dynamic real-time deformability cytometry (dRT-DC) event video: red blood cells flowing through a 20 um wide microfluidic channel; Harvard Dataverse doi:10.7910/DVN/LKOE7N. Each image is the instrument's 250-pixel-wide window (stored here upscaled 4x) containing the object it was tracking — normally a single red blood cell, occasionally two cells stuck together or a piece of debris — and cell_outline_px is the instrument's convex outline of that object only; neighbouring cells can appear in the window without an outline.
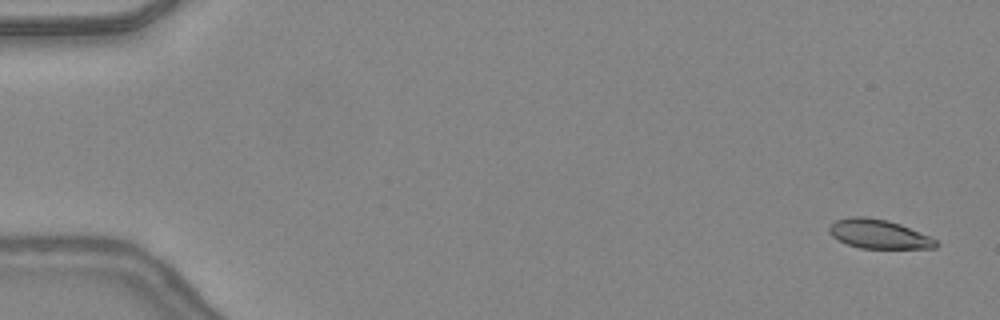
{"species": "common noctule bat (a hibernating species)", "species_latin": "Nyctalus noctula", "temperature_condition": "warm", "stored_images_in_passage": 17, "camera_frame_rate_fps": 3000, "um_per_image_px": 0.085, "animal": {"sex": "female", "body_mass_g": 24.6, "forearm_length_mm": 56.2}, "frame": {"image": 1, "passage_image": 2, "time_ms": 0.333, "image_size_px": [1000, 320], "cell_outline_px": [[940, 244], [936, 248], [860, 248], [848, 244], [832, 236], [828, 232], [828, 228], [836, 220], [852, 216], [864, 216], [888, 220], [900, 224], [928, 236], [936, 240]], "centroid_in_image_um": [74.68, 19.89], "position_along_channel_um": 10.3, "area_um2": 17.92}}
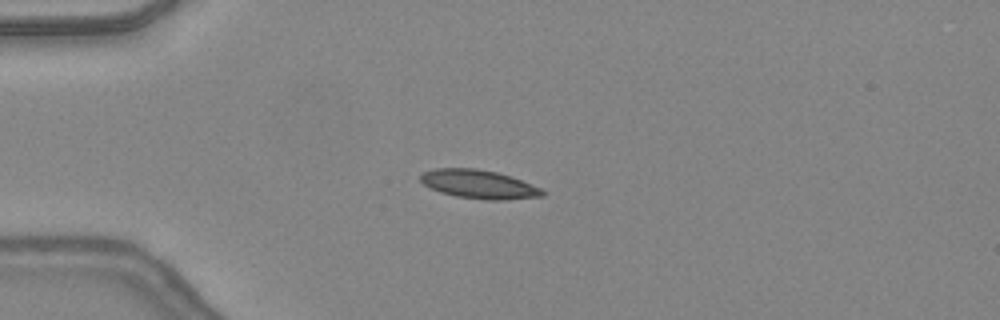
{"frame": {"image": 2, "passage_image": 13, "time_ms": 4.0, "image_size_px": [1000, 320], "cell_outline_px": [[544, 196], [504, 200], [488, 200], [456, 196], [440, 192], [424, 184], [420, 180], [420, 176], [424, 172], [436, 168], [476, 168], [496, 172], [520, 180], [540, 188], [544, 192]], "centroid_in_image_um": [40.69, 15.66], "position_along_channel_um": 44.3, "area_um2": 20.06}}